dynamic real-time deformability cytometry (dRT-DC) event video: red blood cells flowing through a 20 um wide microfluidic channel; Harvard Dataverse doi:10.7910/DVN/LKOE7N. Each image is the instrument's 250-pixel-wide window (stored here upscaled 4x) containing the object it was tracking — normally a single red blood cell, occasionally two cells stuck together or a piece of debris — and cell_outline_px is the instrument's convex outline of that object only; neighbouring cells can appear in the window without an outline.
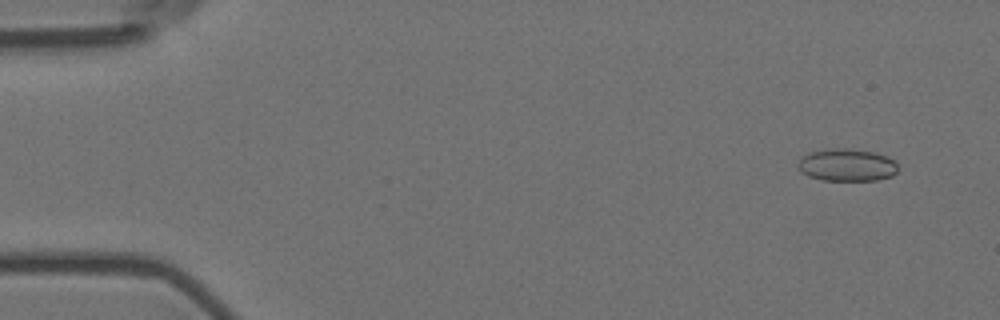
{"species": "Egyptian fruit bat (a non-hibernating species)", "species_latin": "Rousettus aegyptiacus", "temperature_condition": "room temperature", "stored_images_in_passage": 4, "camera_frame_rate_fps": 3000, "um_per_image_px": 0.085, "animal": {"sex": "female"}, "frame": {"image": 1, "passage_image": 1, "time_ms": 0.0, "image_size_px": [1000, 320], "cell_outline_px": [[896, 172], [892, 176], [876, 180], [820, 180], [808, 176], [800, 172], [796, 164], [808, 152], [832, 148], [848, 148], [876, 152], [888, 156], [896, 160]], "centroid_in_image_um": [71.98, 14.02], "position_along_channel_um": 13.0, "area_um2": 19.13}}